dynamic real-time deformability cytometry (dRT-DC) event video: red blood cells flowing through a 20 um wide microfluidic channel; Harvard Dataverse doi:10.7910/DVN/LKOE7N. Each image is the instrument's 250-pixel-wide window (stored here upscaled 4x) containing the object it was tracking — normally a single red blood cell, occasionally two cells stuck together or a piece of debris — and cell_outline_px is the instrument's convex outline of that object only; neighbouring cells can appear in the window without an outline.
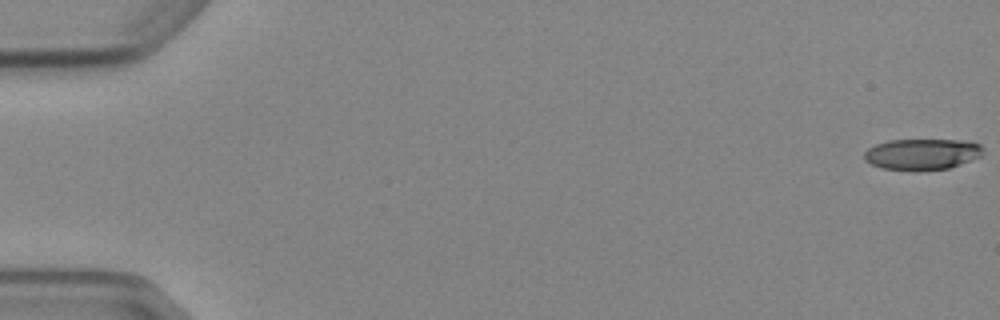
{"species": "Egyptian fruit bat (a non-hibernating species)", "species_latin": "Rousettus aegyptiacus", "temperature_condition": "cold", "stored_images_in_passage": 5, "camera_frame_rate_fps": 3000, "um_per_image_px": 0.085, "animal": {"sex": "female"}, "frame": {"image": 1, "passage_image": 1, "time_ms": 0.0, "image_size_px": [1000, 320], "cell_outline_px": [[984, 148], [980, 156], [972, 160], [948, 168], [920, 172], [912, 172], [880, 168], [864, 160], [864, 152], [868, 148], [876, 144], [888, 140], [972, 140], [980, 144]], "centroid_in_image_um": [78.37, 13.12], "position_along_channel_um": 6.6, "area_um2": 22.08}}
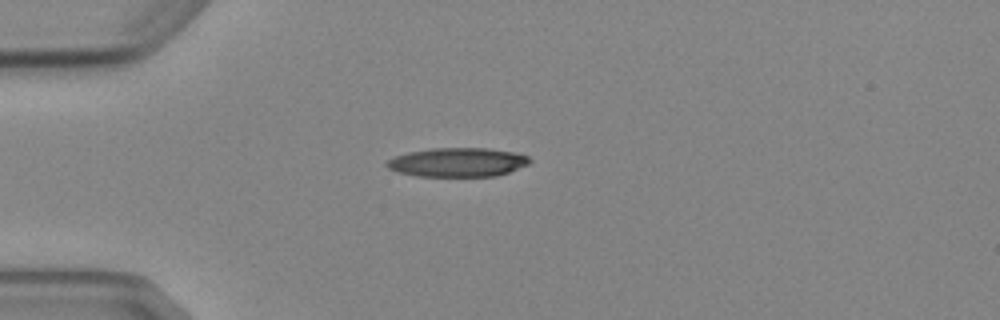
{"frame": {"image": 2, "passage_image": 5, "time_ms": 4.667, "image_size_px": [1000, 320], "cell_outline_px": [[532, 160], [528, 164], [508, 172], [496, 176], [416, 176], [396, 172], [388, 168], [384, 164], [388, 160], [396, 156], [408, 152], [432, 148], [488, 148], [516, 152], [528, 156]], "centroid_in_image_um": [38.89, 13.79], "position_along_channel_um": 46.1, "area_um2": 24.22}}